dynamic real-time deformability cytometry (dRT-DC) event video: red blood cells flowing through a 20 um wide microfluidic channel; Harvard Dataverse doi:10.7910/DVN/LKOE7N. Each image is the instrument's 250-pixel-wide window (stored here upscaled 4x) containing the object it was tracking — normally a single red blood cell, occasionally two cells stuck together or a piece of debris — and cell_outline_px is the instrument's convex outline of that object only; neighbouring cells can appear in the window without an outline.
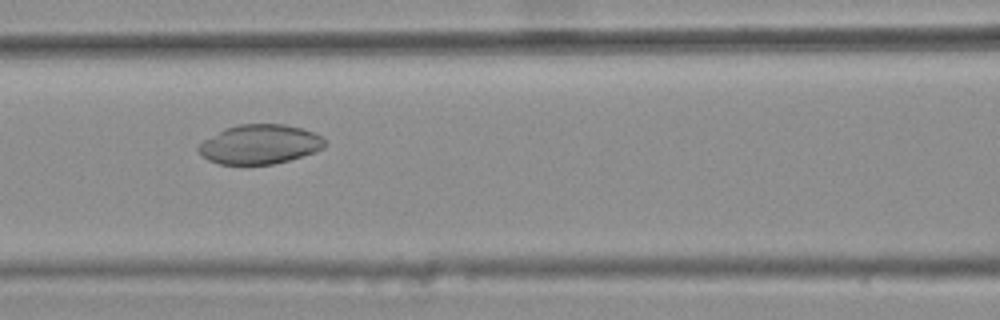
{"species": "common noctule bat (a hibernating species)", "species_latin": "Nyctalus noctula", "temperature_condition": "warm", "stored_images_in_passage": 41, "camera_frame_rate_fps": 3000, "um_per_image_px": 0.085, "animal": {"sex": "female", "body_mass_g": 25.1}, "frame": {"image": 1, "passage_image": 16, "time_ms": 5.0, "image_size_px": [1000, 320], "cell_outline_px": [[328, 140], [324, 148], [316, 152], [288, 160], [272, 164], [220, 164], [208, 160], [196, 148], [204, 140], [224, 128], [240, 124], [284, 124], [300, 128], [312, 132]], "centroid_in_image_um": [22.1, 12.26], "position_along_channel_um": 144.5, "area_um2": 28.9}}
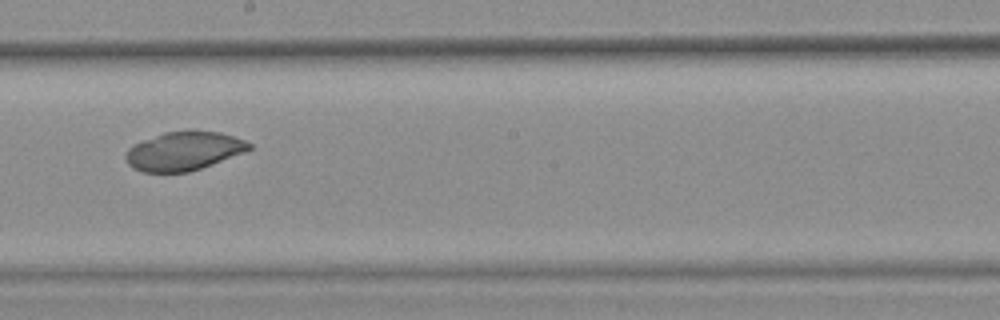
{"frame": {"image": 2, "passage_image": 23, "time_ms": 7.333, "image_size_px": [1000, 320], "cell_outline_px": [[252, 148], [244, 152], [212, 164], [188, 172], [144, 172], [132, 168], [128, 164], [124, 156], [128, 148], [144, 140], [164, 132], [188, 128], [192, 128], [220, 132], [244, 140], [252, 144]], "centroid_in_image_um": [15.62, 12.8], "position_along_channel_um": 232.6, "area_um2": 28.15}}
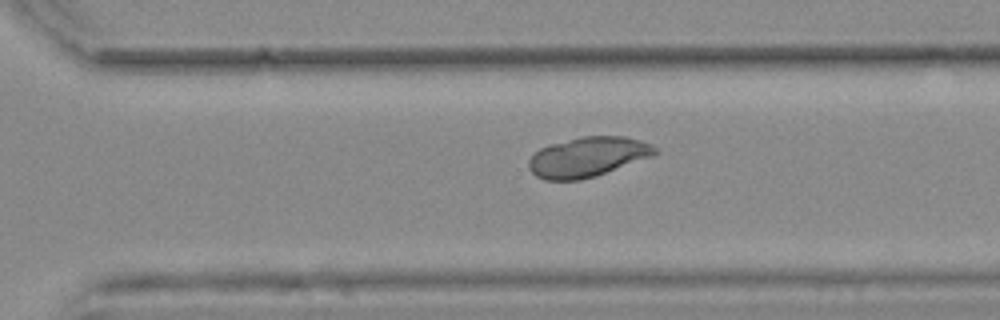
{"frame": {"image": 3, "passage_image": 30, "time_ms": 9.667, "image_size_px": [1000, 320], "cell_outline_px": [[660, 152], [652, 156], [596, 176], [580, 180], [544, 180], [536, 176], [528, 168], [528, 160], [540, 148], [552, 144], [580, 136], [624, 136], [640, 140], [652, 144]], "centroid_in_image_um": [49.96, 13.34], "position_along_channel_um": 320.6, "area_um2": 29.3}}